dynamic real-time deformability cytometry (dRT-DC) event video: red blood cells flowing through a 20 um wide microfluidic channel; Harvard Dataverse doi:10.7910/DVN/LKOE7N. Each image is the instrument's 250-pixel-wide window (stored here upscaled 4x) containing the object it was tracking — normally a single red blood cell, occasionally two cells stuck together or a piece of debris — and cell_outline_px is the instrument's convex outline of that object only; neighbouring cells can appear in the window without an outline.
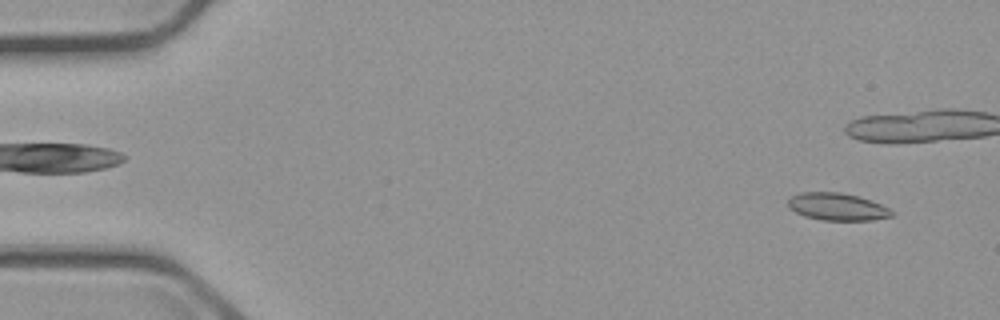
{"species": "common noctule bat (a hibernating species)", "species_latin": "Nyctalus noctula", "temperature_condition": "cold", "stored_images_in_passage": 2, "camera_frame_rate_fps": 3000, "um_per_image_px": 0.085, "animal": {"sex": "male", "body_mass_g": 23.1, "forearm_length_mm": 52.7}, "frame": {"image": 1, "passage_image": 2, "time_ms": 1.333, "image_size_px": [1000, 320], "cell_outline_px": [[896, 212], [892, 216], [872, 220], [820, 220], [804, 216], [788, 208], [788, 200], [792, 196], [800, 192], [840, 192], [856, 196], [880, 204]], "centroid_in_image_um": [71.14, 17.58], "position_along_channel_um": 13.9, "area_um2": 16.47}}